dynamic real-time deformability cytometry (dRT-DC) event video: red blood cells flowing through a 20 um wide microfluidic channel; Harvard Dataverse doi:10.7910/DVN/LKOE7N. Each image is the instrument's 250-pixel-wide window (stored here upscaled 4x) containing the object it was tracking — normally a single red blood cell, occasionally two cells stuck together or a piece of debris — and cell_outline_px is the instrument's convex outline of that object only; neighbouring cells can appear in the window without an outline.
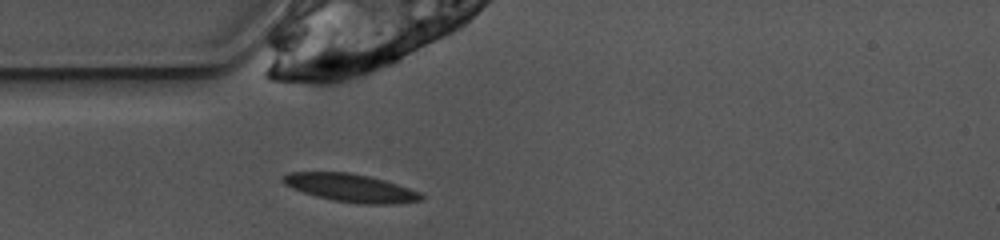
{"species": "common noctule bat (a hibernating species)", "species_latin": "Nyctalus noctula", "temperature_condition": "warm", "stored_images_in_passage": 38, "camera_frame_rate_fps": 3000, "um_per_image_px": 0.085, "animal": {"sex": "female", "body_mass_g": 10.0, "forearm_length_mm": 53.1}, "frame": {"image": 1, "passage_image": 1, "time_ms": 0.0, "image_size_px": [1000, 240], "cell_outline_px": [[424, 196], [420, 200], [392, 204], [364, 204], [332, 200], [316, 196], [292, 188], [284, 184], [280, 180], [280, 176], [288, 172], [348, 172], [368, 176], [384, 180], [420, 192]], "centroid_in_image_um": [29.75, 15.96], "position_along_channel_um": 55.3, "area_um2": 22.43}}
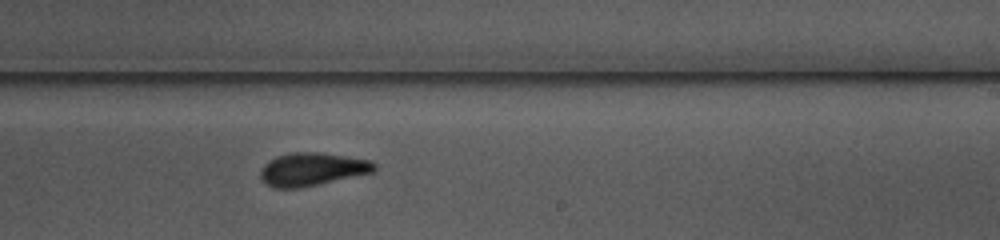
{"frame": {"image": 2, "passage_image": 17, "time_ms": 5.333, "image_size_px": [1000, 240], "cell_outline_px": [[376, 168], [372, 172], [316, 184], [296, 188], [276, 188], [268, 184], [260, 176], [260, 172], [264, 164], [268, 160], [276, 156], [296, 152], [316, 152], [372, 160], [376, 164]], "centroid_in_image_um": [26.52, 14.37], "position_along_channel_um": 262.5, "area_um2": 21.44}}
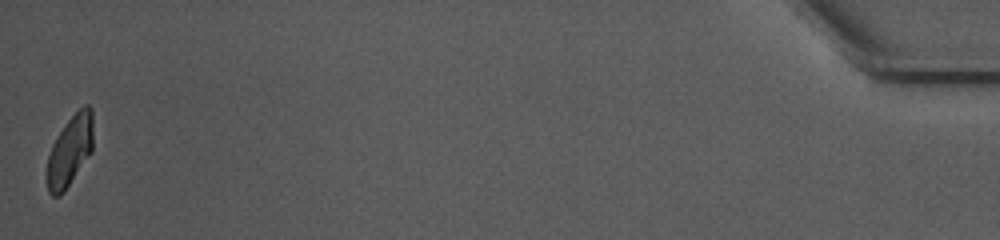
{"frame": {"image": 3, "passage_image": 38, "time_ms": 12.333, "image_size_px": [1000, 240], "cell_outline_px": [[92, 152], [64, 192], [60, 196], [52, 196], [48, 192], [48, 156], [52, 144], [56, 136], [64, 124], [84, 104], [88, 104], [92, 108]], "centroid_in_image_um": [5.95, 12.8], "position_along_channel_um": 429.2, "area_um2": 18.9}, "authors_computed_cell_mechanics": {"area_um2": 21.2126, "velocity_mm_per_s": 3.8943, "shape_relaxation_time_tau1_ms": 3.6141, "shape_relaxation_time_tau2_ms": 1.9767, "deformation_change_tau1": 0.1332, "deformation_change_tau2": 0.0687}}